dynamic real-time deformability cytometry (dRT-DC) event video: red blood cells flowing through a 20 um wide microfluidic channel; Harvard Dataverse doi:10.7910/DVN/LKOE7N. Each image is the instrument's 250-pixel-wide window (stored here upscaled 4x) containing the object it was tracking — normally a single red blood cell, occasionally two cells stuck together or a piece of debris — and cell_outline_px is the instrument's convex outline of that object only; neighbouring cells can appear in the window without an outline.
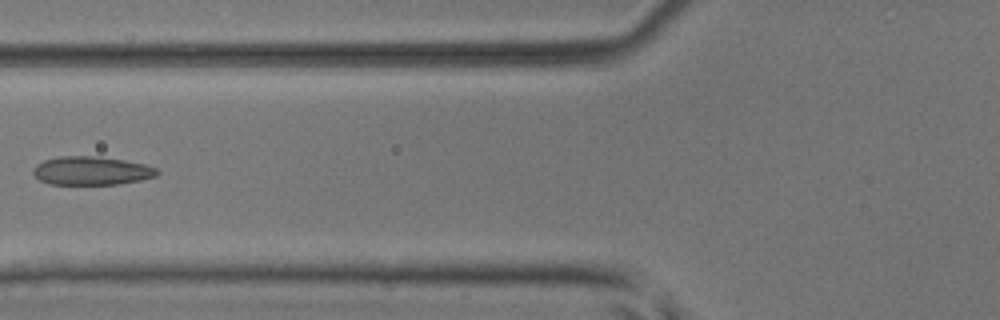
{"species": "common noctule bat (a hibernating species)", "species_latin": "Nyctalus noctula", "temperature_condition": "room temperature", "stored_images_in_passage": 5, "camera_frame_rate_fps": 3000, "um_per_image_px": 0.085, "animal": {"sex": "male", "body_mass_g": 17.9, "forearm_length_mm": 54.2}, "frame": {"image": 1, "passage_image": 5, "time_ms": 1.333, "image_size_px": [1000, 320], "cell_outline_px": [[160, 172], [156, 176], [140, 180], [120, 184], [48, 184], [40, 180], [32, 172], [32, 168], [36, 164], [44, 160], [60, 156], [96, 156], [124, 160], [144, 164], [156, 168]], "centroid_in_image_um": [7.76, 14.51], "position_along_channel_um": 118.0, "area_um2": 20.63}}